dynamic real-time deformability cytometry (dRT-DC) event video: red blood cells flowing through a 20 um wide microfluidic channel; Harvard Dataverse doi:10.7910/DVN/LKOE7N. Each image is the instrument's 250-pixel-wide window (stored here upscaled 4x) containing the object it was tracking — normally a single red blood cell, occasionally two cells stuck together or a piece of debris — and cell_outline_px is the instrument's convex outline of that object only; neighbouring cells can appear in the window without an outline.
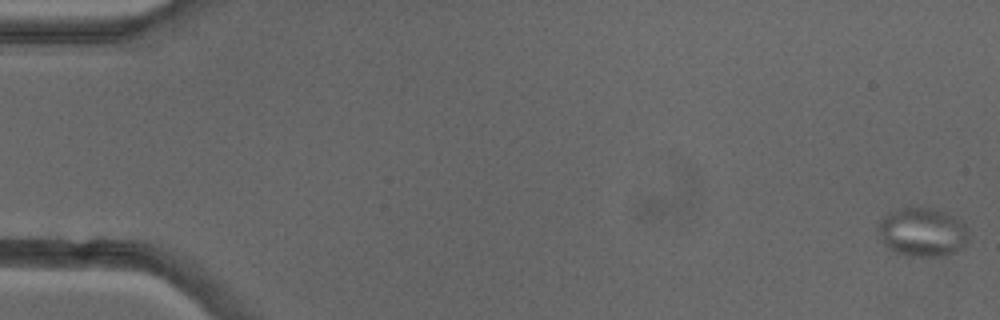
{"species": "common noctule bat (a hibernating species)", "species_latin": "Nyctalus noctula", "temperature_condition": "cold", "stored_images_in_passage": 53, "camera_frame_rate_fps": 3000, "um_per_image_px": 0.085, "animal": {"sex": "female"}, "frame": {"image": 1, "passage_image": 1, "time_ms": 0.0, "image_size_px": [1000, 320], "cell_outline_px": [[968, 244], [964, 248], [944, 256], [920, 256], [900, 252], [884, 244], [876, 236], [876, 224], [888, 212], [908, 204], [928, 208], [944, 212], [952, 216], [964, 224], [968, 232]], "centroid_in_image_um": [78.36, 19.69], "position_along_channel_um": 6.6, "area_um2": 26.13}}
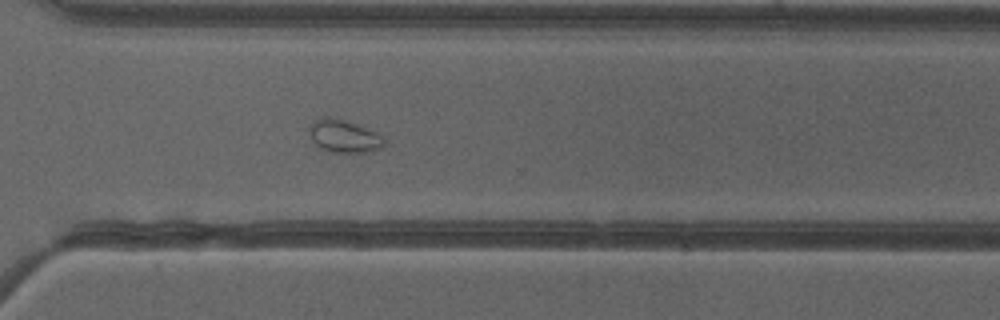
{"frame": {"image": 2, "passage_image": 38, "time_ms": 12.333, "image_size_px": [1000, 320], "cell_outline_px": [[384, 144], [380, 148], [372, 152], [332, 152], [320, 148], [312, 140], [308, 132], [308, 124], [312, 120], [344, 120], [356, 124], [376, 132], [384, 136]], "centroid_in_image_um": [29.25, 11.61], "position_along_channel_um": 341.4, "area_um2": 13.99}}
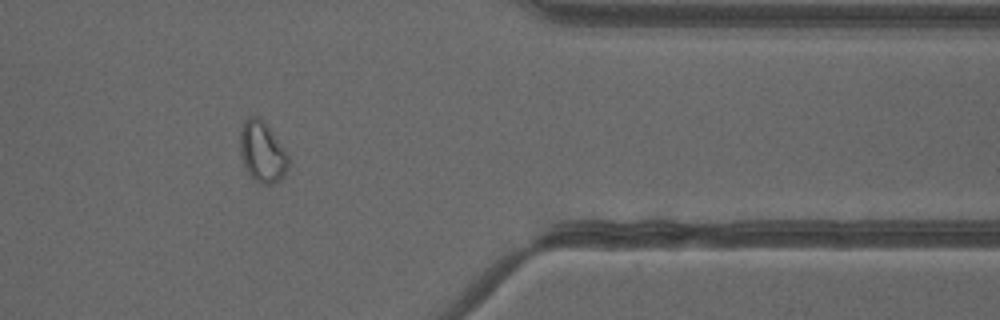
{"frame": {"image": 3, "passage_image": 43, "time_ms": 14.0, "image_size_px": [1000, 320], "cell_outline_px": [[288, 168], [284, 176], [280, 180], [272, 184], [260, 184], [248, 172], [244, 164], [240, 152], [240, 132], [244, 120], [248, 116], [260, 116], [288, 156]], "centroid_in_image_um": [22.27, 12.91], "position_along_channel_um": 389.1, "area_um2": 16.82}, "authors_computed_cell_mechanics": {"area_um2": 17.2244, "velocity_mm_per_s": 3.9907, "shape_relaxation_time_tau1_ms": 1.2342, "shape_relaxation_time_tau2_ms": null, "deformation_change_tau1": null, "deformation_change_tau2": null}}